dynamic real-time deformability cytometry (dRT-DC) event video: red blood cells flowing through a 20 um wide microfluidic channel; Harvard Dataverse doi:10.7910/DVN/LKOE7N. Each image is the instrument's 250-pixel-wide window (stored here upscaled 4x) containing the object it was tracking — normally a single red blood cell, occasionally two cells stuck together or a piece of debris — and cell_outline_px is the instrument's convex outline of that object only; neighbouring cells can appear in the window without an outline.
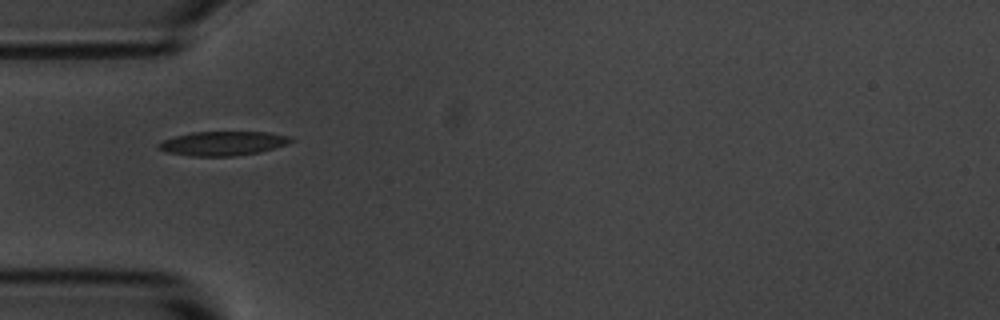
{"species": "common noctule bat (a hibernating species)", "species_latin": "Nyctalus noctula", "temperature_condition": "room temperature", "stored_images_in_passage": 3, "camera_frame_rate_fps": 3000, "um_per_image_px": 0.085, "animal": {"sex": "male", "body_mass_g": 20.1, "forearm_length_mm": 53.5}, "frame": {"image": 1, "passage_image": 1, "time_ms": 0.0, "image_size_px": [1000, 320], "cell_outline_px": [[296, 140], [288, 144], [260, 152], [232, 156], [188, 156], [168, 152], [156, 148], [156, 144], [160, 140], [192, 132], [268, 132], [292, 136]], "centroid_in_image_um": [18.95, 12.18], "position_along_channel_um": 66.0, "area_um2": 18.9}}